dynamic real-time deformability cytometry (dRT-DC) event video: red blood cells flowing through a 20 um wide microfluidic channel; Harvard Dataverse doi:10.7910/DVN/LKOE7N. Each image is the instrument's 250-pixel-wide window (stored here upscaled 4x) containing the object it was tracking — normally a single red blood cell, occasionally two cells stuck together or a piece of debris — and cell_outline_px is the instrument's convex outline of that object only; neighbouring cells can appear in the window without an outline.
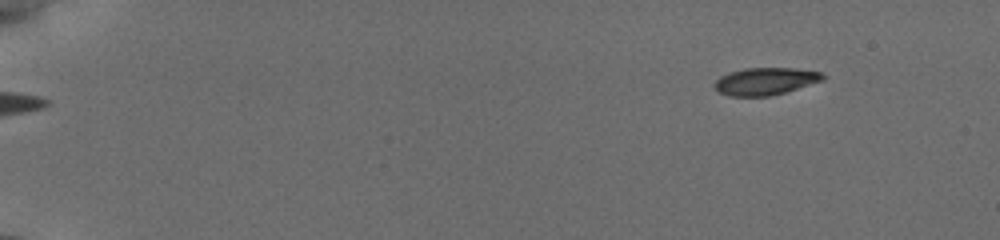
{"species": "common noctule bat (a hibernating species)", "species_latin": "Nyctalus noctula", "temperature_condition": "cold", "stored_images_in_passage": 15, "camera_frame_rate_fps": 3000, "um_per_image_px": 0.085, "animal": {"sex": "female", "body_mass_g": 19.5, "forearm_length_mm": 54.1}, "frame": {"image": 1, "passage_image": 1, "time_ms": 0.0, "image_size_px": [1000, 240], "cell_outline_px": [[828, 76], [824, 80], [784, 92], [768, 96], [728, 96], [720, 92], [712, 84], [720, 76], [728, 72], [744, 68], [796, 68], [824, 72]], "centroid_in_image_um": [65.08, 6.89], "position_along_channel_um": 19.9, "area_um2": 17.4}}
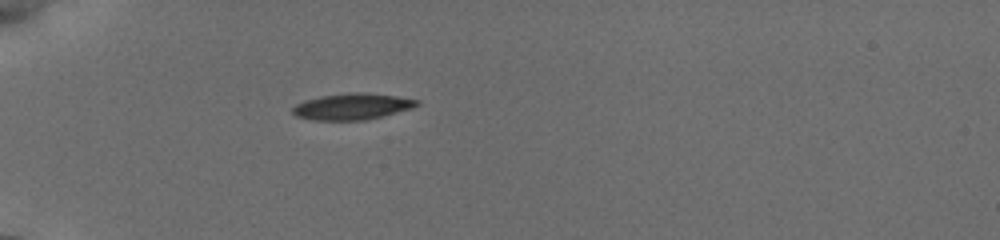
{"frame": {"image": 2, "passage_image": 14, "time_ms": 4.0, "image_size_px": [1000, 240], "cell_outline_px": [[420, 104], [412, 108], [364, 120], [312, 120], [296, 116], [292, 112], [292, 108], [296, 104], [304, 100], [320, 96], [348, 92], [368, 92], [396, 96], [420, 100]], "centroid_in_image_um": [29.92, 9.04], "position_along_channel_um": 55.1, "area_um2": 19.07}}